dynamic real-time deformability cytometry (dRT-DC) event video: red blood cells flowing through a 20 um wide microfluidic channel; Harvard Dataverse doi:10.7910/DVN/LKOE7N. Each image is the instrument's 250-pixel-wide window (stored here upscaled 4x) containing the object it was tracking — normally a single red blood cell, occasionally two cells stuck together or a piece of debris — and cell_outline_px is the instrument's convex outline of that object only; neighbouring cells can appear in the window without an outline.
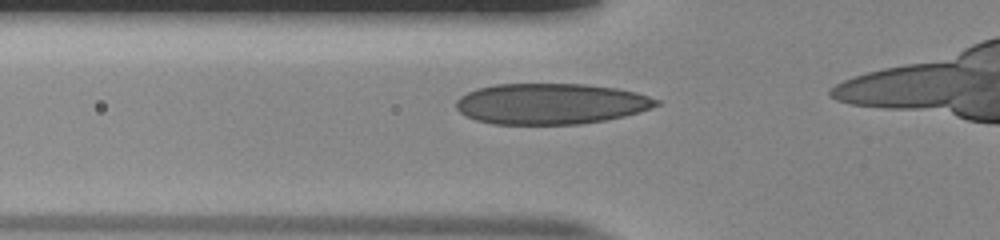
{"species": "human", "species_latin": "Homo sapiens", "temperature_condition": "room temperature", "stored_images_in_passage": 20, "camera_frame_rate_fps": 3000, "um_per_image_px": 0.085, "donor": {"sex": "male"}, "frame": {"image": 1, "passage_image": 8, "time_ms": 2.333, "image_size_px": [1000, 240], "cell_outline_px": [[660, 104], [652, 108], [640, 112], [624, 116], [604, 120], [580, 124], [492, 124], [476, 120], [464, 116], [456, 108], [456, 100], [460, 96], [476, 88], [496, 84], [584, 84], [616, 88], [636, 92], [660, 100]], "centroid_in_image_um": [46.81, 8.82], "position_along_channel_um": 79.0, "area_um2": 47.86}}
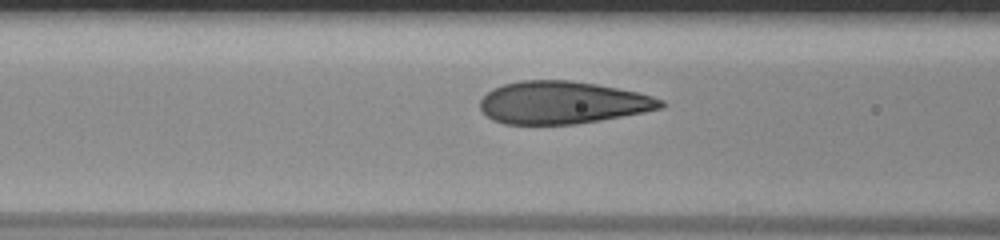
{"frame": {"image": 2, "passage_image": 11, "time_ms": 3.333, "image_size_px": [1000, 240], "cell_outline_px": [[668, 104], [664, 108], [644, 112], [600, 120], [576, 124], [504, 124], [492, 120], [480, 108], [480, 100], [492, 88], [504, 84], [520, 80], [572, 80], [596, 84], [640, 92], [664, 100]], "centroid_in_image_um": [47.85, 8.71], "position_along_channel_um": 118.8, "area_um2": 45.03}}
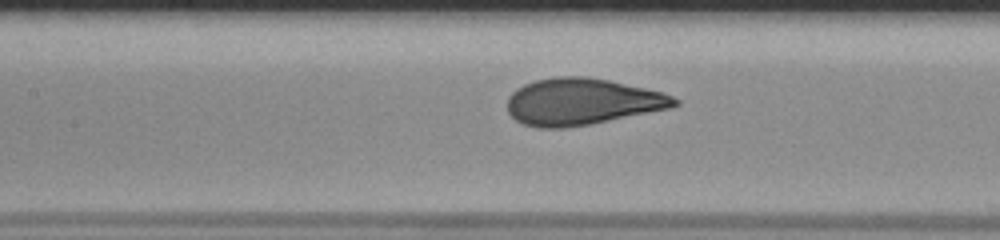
{"frame": {"image": 3, "passage_image": 14, "time_ms": 4.333, "image_size_px": [1000, 240], "cell_outline_px": [[680, 104], [668, 108], [588, 124], [564, 128], [540, 128], [524, 124], [516, 120], [508, 112], [508, 96], [516, 88], [524, 84], [536, 80], [556, 76], [584, 76], [608, 80], [664, 92], [680, 100]], "centroid_in_image_um": [49.44, 8.63], "position_along_channel_um": 158.0, "area_um2": 45.14}}